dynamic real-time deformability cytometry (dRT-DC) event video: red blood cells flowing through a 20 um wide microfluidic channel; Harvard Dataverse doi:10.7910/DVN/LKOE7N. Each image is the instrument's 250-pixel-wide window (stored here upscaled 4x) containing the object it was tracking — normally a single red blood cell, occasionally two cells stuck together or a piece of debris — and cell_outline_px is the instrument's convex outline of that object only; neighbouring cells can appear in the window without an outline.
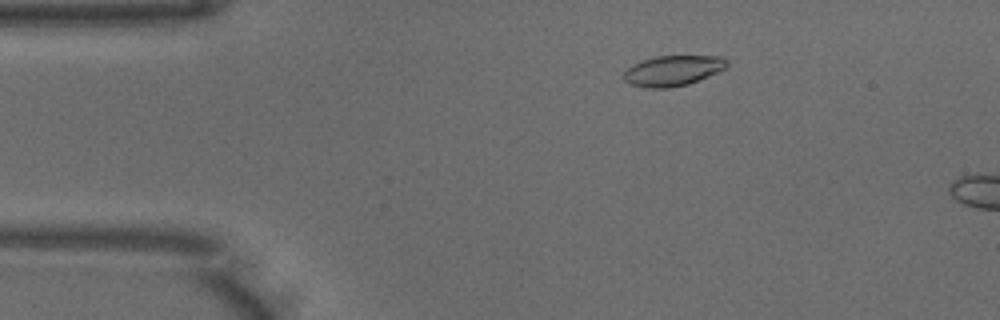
{"species": "common noctule bat (a hibernating species)", "species_latin": "Nyctalus noctula", "temperature_condition": "warm", "stored_images_in_passage": 5, "camera_frame_rate_fps": 3000, "um_per_image_px": 0.085, "animal": {"sex": "male", "body_mass_g": 18.8}, "frame": {"image": 1, "passage_image": 2, "time_ms": 0.333, "image_size_px": [1000, 320], "cell_outline_px": [[728, 64], [724, 68], [708, 76], [688, 84], [668, 88], [648, 88], [632, 84], [624, 80], [620, 76], [632, 64], [640, 60], [656, 56], [724, 56], [728, 60]], "centroid_in_image_um": [57.16, 5.99], "position_along_channel_um": 27.8, "area_um2": 18.32}}